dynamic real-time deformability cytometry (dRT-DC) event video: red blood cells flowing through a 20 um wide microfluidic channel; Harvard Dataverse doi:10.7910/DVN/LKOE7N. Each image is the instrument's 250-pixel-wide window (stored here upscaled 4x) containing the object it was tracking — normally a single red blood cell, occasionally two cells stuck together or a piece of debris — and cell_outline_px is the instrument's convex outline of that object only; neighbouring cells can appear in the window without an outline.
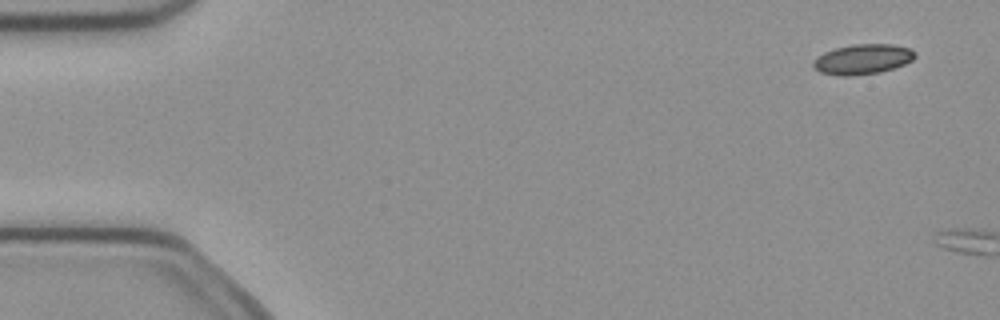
{"species": "common noctule bat (a hibernating species)", "species_latin": "Nyctalus noctula", "temperature_condition": "cold", "stored_images_in_passage": 2, "camera_frame_rate_fps": 3000, "um_per_image_px": 0.085, "animal": {"sex": "female", "body_mass_g": 21.9}, "frame": {"image": 1, "passage_image": 1, "time_ms": 0.0, "image_size_px": [1000, 320], "cell_outline_px": [[916, 56], [912, 60], [904, 64], [880, 72], [848, 76], [844, 76], [820, 72], [812, 64], [812, 60], [816, 56], [824, 52], [836, 48], [852, 44], [892, 44], [912, 48], [916, 52]], "centroid_in_image_um": [73.33, 5.02], "position_along_channel_um": 11.7, "area_um2": 17.86}}